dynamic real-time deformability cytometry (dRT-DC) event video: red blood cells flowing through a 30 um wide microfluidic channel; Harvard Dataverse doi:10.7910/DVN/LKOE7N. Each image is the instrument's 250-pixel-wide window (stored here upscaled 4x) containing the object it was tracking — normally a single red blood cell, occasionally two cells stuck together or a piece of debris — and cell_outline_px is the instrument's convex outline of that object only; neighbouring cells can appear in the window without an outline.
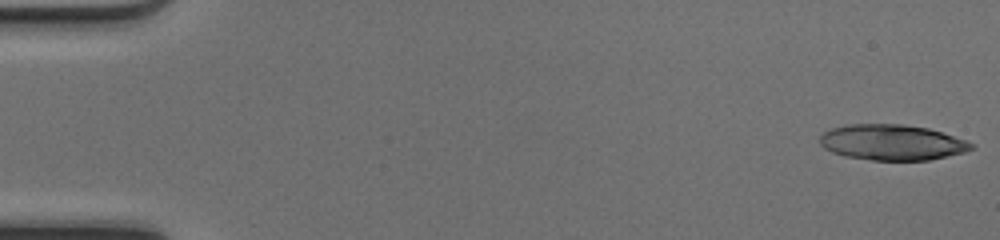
{"species": "common noctule bat (a hibernating species)", "species_latin": "Nyctalus noctula", "temperature_condition": "cold", "stored_images_in_passage": 48, "camera_frame_rate_fps": 3000, "um_per_image_px": 0.085, "animal": {"sex": "female", "body_mass_g": 17.0, "forearm_length_mm": 48.0}, "frame": {"image": 1, "passage_image": 1, "time_ms": 0.0, "image_size_px": [1000, 240], "cell_outline_px": [[976, 148], [964, 152], [928, 160], [872, 160], [844, 156], [832, 152], [824, 148], [820, 144], [820, 136], [824, 132], [832, 128], [848, 124], [904, 124], [928, 128], [976, 144]], "centroid_in_image_um": [75.81, 12.1], "position_along_channel_um": 9.2, "area_um2": 31.39}}
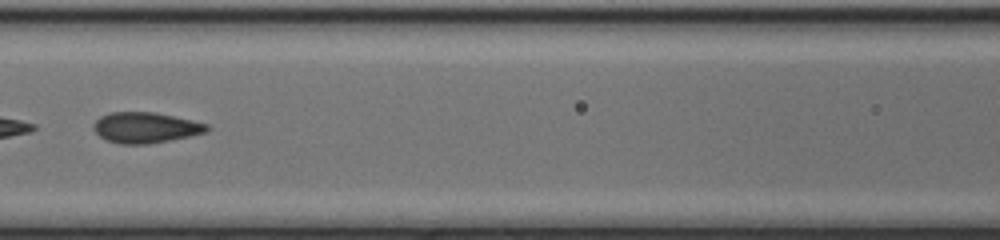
{"frame": {"image": 2, "passage_image": 23, "time_ms": 7.333, "image_size_px": [1000, 240], "cell_outline_px": [[212, 128], [204, 132], [188, 136], [148, 144], [120, 144], [108, 140], [100, 136], [92, 128], [92, 124], [100, 116], [112, 112], [156, 112], [192, 120], [208, 124]], "centroid_in_image_um": [12.35, 10.83], "position_along_channel_um": 154.2, "area_um2": 20.17}}